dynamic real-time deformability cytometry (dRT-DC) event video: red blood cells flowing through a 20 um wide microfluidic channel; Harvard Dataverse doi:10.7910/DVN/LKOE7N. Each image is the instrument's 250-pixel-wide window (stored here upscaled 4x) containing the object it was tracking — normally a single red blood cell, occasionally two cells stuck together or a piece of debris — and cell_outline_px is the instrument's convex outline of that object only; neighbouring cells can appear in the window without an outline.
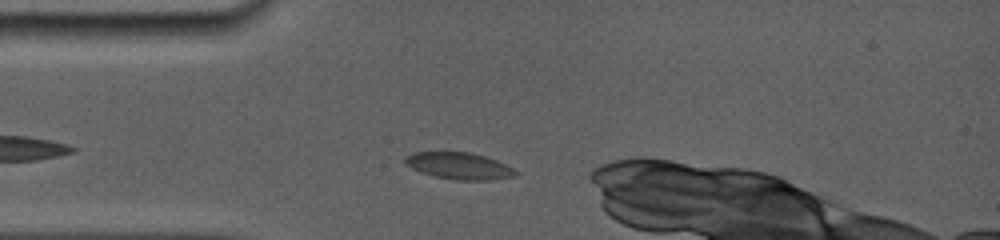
{"species": "common noctule bat (a hibernating species)", "species_latin": "Nyctalus noctula", "temperature_condition": "room temperature", "stored_images_in_passage": 38, "camera_frame_rate_fps": 5000, "um_per_image_px": 0.085, "animal": {"sex": "female", "body_mass_g": 19.0, "forearm_length_mm": 56.7}, "frame": {"image": 1, "passage_image": 1, "time_ms": 0.0, "image_size_px": [1000, 240], "cell_outline_px": [[520, 172], [516, 176], [492, 180], [456, 180], [432, 176], [420, 172], [404, 164], [404, 156], [412, 152], [472, 152], [496, 160]], "centroid_in_image_um": [39.0, 14.1], "position_along_channel_um": 46.0, "area_um2": 17.46}}
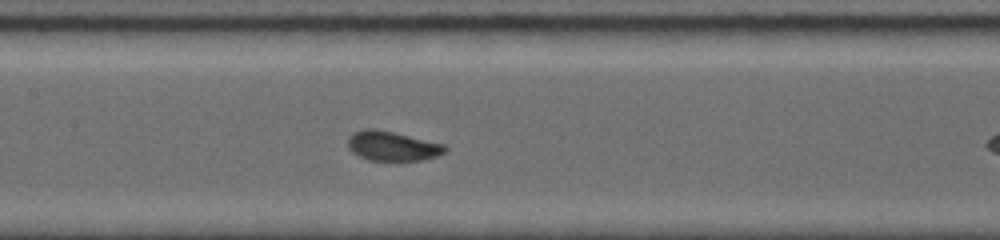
{"frame": {"image": 2, "passage_image": 16, "time_ms": 3.6, "image_size_px": [1000, 240], "cell_outline_px": [[448, 148], [444, 152], [436, 156], [424, 160], [368, 160], [352, 152], [348, 148], [348, 136], [352, 132], [364, 128], [376, 128], [396, 132], [448, 144]], "centroid_in_image_um": [33.37, 12.38], "position_along_channel_um": 174.0, "area_um2": 17.17}}
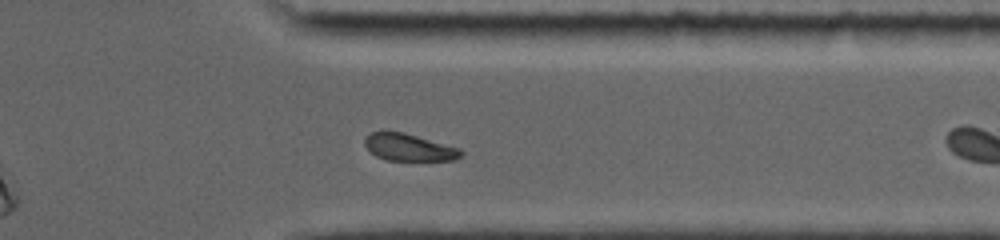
{"frame": {"image": 3, "passage_image": 31, "time_ms": 7.6, "image_size_px": [1000, 240], "cell_outline_px": [[464, 156], [456, 160], [388, 160], [376, 156], [364, 144], [364, 140], [372, 132], [404, 132], [460, 148], [464, 152]], "centroid_in_image_um": [34.84, 12.54], "position_along_channel_um": 376.6, "area_um2": 15.09}, "authors_computed_cell_mechanics": {"area_um2": 16.3863, "velocity_mm_per_s": 3.8521, "shape_relaxation_time_tau1_ms": 0.7609, "shape_relaxation_time_tau2_ms": 7.4737, "deformation_change_tau1": 0.0541, "deformation_change_tau2": 0.0991}}